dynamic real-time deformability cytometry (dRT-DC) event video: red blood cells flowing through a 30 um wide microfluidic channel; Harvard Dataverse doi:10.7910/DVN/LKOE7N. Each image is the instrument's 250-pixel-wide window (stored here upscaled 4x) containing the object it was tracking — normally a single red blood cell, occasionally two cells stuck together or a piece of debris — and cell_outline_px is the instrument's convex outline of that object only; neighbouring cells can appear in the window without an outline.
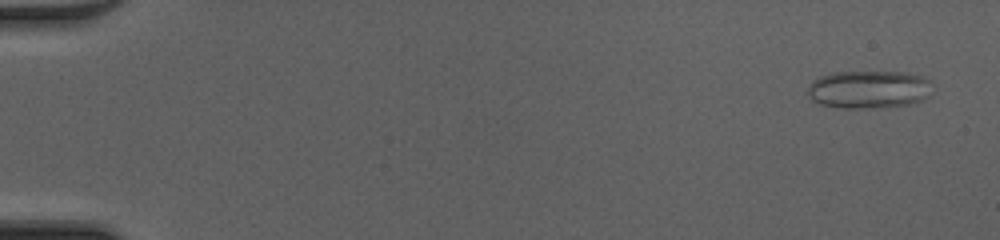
{"species": "common noctule bat (a hibernating species)", "species_latin": "Nyctalus noctula", "temperature_condition": "cold", "stored_images_in_passage": 50, "camera_frame_rate_fps": 3000, "um_per_image_px": 0.085, "animal": {"sex": "female", "body_mass_g": 20.0, "forearm_length_mm": 54.0}, "frame": {"image": 1, "passage_image": 3, "time_ms": 0.667, "image_size_px": [1000, 240], "cell_outline_px": [[928, 96], [924, 100], [908, 104], [872, 108], [840, 108], [820, 104], [812, 100], [808, 96], [808, 88], [812, 80], [820, 76], [836, 72], [904, 72], [924, 76], [928, 80]], "centroid_in_image_um": [73.8, 7.6], "position_along_channel_um": 11.2, "area_um2": 27.4}}
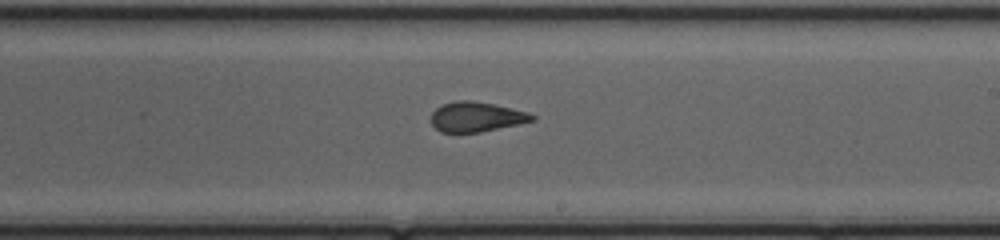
{"frame": {"image": 2, "passage_image": 31, "time_ms": 10.0, "image_size_px": [1000, 240], "cell_outline_px": [[536, 120], [520, 124], [480, 132], [440, 132], [432, 124], [432, 112], [436, 108], [444, 104], [456, 100], [468, 100], [492, 104], [528, 112], [536, 116]], "centroid_in_image_um": [40.51, 9.94], "position_along_channel_um": 248.5, "area_um2": 17.46}}
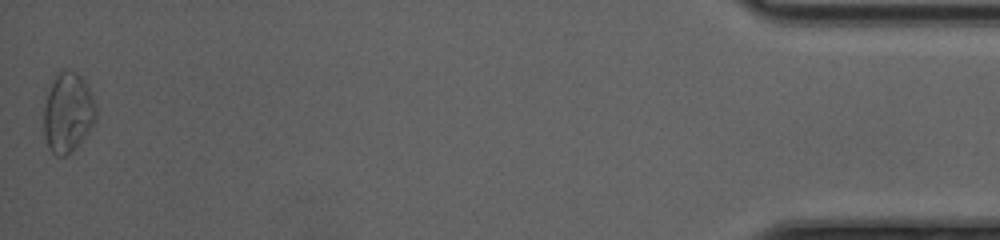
{"frame": {"image": 3, "passage_image": 50, "time_ms": 16.333, "image_size_px": [1000, 240], "cell_outline_px": [[96, 120], [88, 132], [72, 152], [64, 156], [56, 156], [48, 148], [44, 132], [44, 104], [52, 80], [60, 68], [68, 68], [76, 72], [84, 80], [92, 96], [96, 108]], "centroid_in_image_um": [5.76, 9.54], "position_along_channel_um": 429.4, "area_um2": 24.45}, "authors_computed_cell_mechanics": {"area_um2": 19.7965, "velocity_mm_per_s": 4.2331, "shape_relaxation_time_tau1_ms": null, "shape_relaxation_time_tau2_ms": 0.816, "deformation_change_tau1": null, "deformation_change_tau2": 0.0808}}